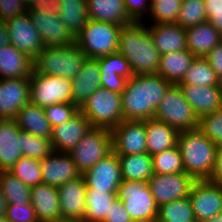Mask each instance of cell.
<instances>
[{"label": "cell", "mask_w": 222, "mask_h": 222, "mask_svg": "<svg viewBox=\"0 0 222 222\" xmlns=\"http://www.w3.org/2000/svg\"><path fill=\"white\" fill-rule=\"evenodd\" d=\"M171 85L159 74H138L129 78L121 93L123 120L154 118L158 105Z\"/></svg>", "instance_id": "cell-1"}, {"label": "cell", "mask_w": 222, "mask_h": 222, "mask_svg": "<svg viewBox=\"0 0 222 222\" xmlns=\"http://www.w3.org/2000/svg\"><path fill=\"white\" fill-rule=\"evenodd\" d=\"M142 22L122 26L118 52L129 62L134 75L157 74L160 54L148 27Z\"/></svg>", "instance_id": "cell-2"}, {"label": "cell", "mask_w": 222, "mask_h": 222, "mask_svg": "<svg viewBox=\"0 0 222 222\" xmlns=\"http://www.w3.org/2000/svg\"><path fill=\"white\" fill-rule=\"evenodd\" d=\"M185 173L196 180H207L213 170L217 145L198 128L180 131L178 135Z\"/></svg>", "instance_id": "cell-3"}, {"label": "cell", "mask_w": 222, "mask_h": 222, "mask_svg": "<svg viewBox=\"0 0 222 222\" xmlns=\"http://www.w3.org/2000/svg\"><path fill=\"white\" fill-rule=\"evenodd\" d=\"M87 56L74 43L68 46L45 47L33 60L37 74L72 80L81 70Z\"/></svg>", "instance_id": "cell-4"}, {"label": "cell", "mask_w": 222, "mask_h": 222, "mask_svg": "<svg viewBox=\"0 0 222 222\" xmlns=\"http://www.w3.org/2000/svg\"><path fill=\"white\" fill-rule=\"evenodd\" d=\"M122 26L89 19L75 36V44L88 59L118 52L119 34Z\"/></svg>", "instance_id": "cell-5"}, {"label": "cell", "mask_w": 222, "mask_h": 222, "mask_svg": "<svg viewBox=\"0 0 222 222\" xmlns=\"http://www.w3.org/2000/svg\"><path fill=\"white\" fill-rule=\"evenodd\" d=\"M80 112L92 127L112 130L123 120L121 93L100 87L82 105Z\"/></svg>", "instance_id": "cell-6"}, {"label": "cell", "mask_w": 222, "mask_h": 222, "mask_svg": "<svg viewBox=\"0 0 222 222\" xmlns=\"http://www.w3.org/2000/svg\"><path fill=\"white\" fill-rule=\"evenodd\" d=\"M117 198L122 201L131 220L156 222L158 206L148 181L122 180Z\"/></svg>", "instance_id": "cell-7"}, {"label": "cell", "mask_w": 222, "mask_h": 222, "mask_svg": "<svg viewBox=\"0 0 222 222\" xmlns=\"http://www.w3.org/2000/svg\"><path fill=\"white\" fill-rule=\"evenodd\" d=\"M154 118L180 131L198 128L199 118L177 84H172L158 105Z\"/></svg>", "instance_id": "cell-8"}, {"label": "cell", "mask_w": 222, "mask_h": 222, "mask_svg": "<svg viewBox=\"0 0 222 222\" xmlns=\"http://www.w3.org/2000/svg\"><path fill=\"white\" fill-rule=\"evenodd\" d=\"M111 152V130L103 127H91L69 154L78 171L83 174Z\"/></svg>", "instance_id": "cell-9"}, {"label": "cell", "mask_w": 222, "mask_h": 222, "mask_svg": "<svg viewBox=\"0 0 222 222\" xmlns=\"http://www.w3.org/2000/svg\"><path fill=\"white\" fill-rule=\"evenodd\" d=\"M72 83L70 79L37 74L30 76V102L45 108L57 103H72Z\"/></svg>", "instance_id": "cell-10"}, {"label": "cell", "mask_w": 222, "mask_h": 222, "mask_svg": "<svg viewBox=\"0 0 222 222\" xmlns=\"http://www.w3.org/2000/svg\"><path fill=\"white\" fill-rule=\"evenodd\" d=\"M197 180L185 172L158 174L149 178V187L157 206L167 204L177 199L189 197L193 184Z\"/></svg>", "instance_id": "cell-11"}, {"label": "cell", "mask_w": 222, "mask_h": 222, "mask_svg": "<svg viewBox=\"0 0 222 222\" xmlns=\"http://www.w3.org/2000/svg\"><path fill=\"white\" fill-rule=\"evenodd\" d=\"M10 44L34 60L45 48L41 35L33 25L31 17L25 13L5 21Z\"/></svg>", "instance_id": "cell-12"}, {"label": "cell", "mask_w": 222, "mask_h": 222, "mask_svg": "<svg viewBox=\"0 0 222 222\" xmlns=\"http://www.w3.org/2000/svg\"><path fill=\"white\" fill-rule=\"evenodd\" d=\"M112 151L118 155L147 153L144 121L122 120L111 130Z\"/></svg>", "instance_id": "cell-13"}, {"label": "cell", "mask_w": 222, "mask_h": 222, "mask_svg": "<svg viewBox=\"0 0 222 222\" xmlns=\"http://www.w3.org/2000/svg\"><path fill=\"white\" fill-rule=\"evenodd\" d=\"M189 198L197 222H205L222 213V184L197 180L193 184Z\"/></svg>", "instance_id": "cell-14"}, {"label": "cell", "mask_w": 222, "mask_h": 222, "mask_svg": "<svg viewBox=\"0 0 222 222\" xmlns=\"http://www.w3.org/2000/svg\"><path fill=\"white\" fill-rule=\"evenodd\" d=\"M90 190L117 193L122 182L118 155L113 151L82 174Z\"/></svg>", "instance_id": "cell-15"}, {"label": "cell", "mask_w": 222, "mask_h": 222, "mask_svg": "<svg viewBox=\"0 0 222 222\" xmlns=\"http://www.w3.org/2000/svg\"><path fill=\"white\" fill-rule=\"evenodd\" d=\"M28 13L45 47L68 46L75 43V37L66 28L57 12L47 14L28 11Z\"/></svg>", "instance_id": "cell-16"}, {"label": "cell", "mask_w": 222, "mask_h": 222, "mask_svg": "<svg viewBox=\"0 0 222 222\" xmlns=\"http://www.w3.org/2000/svg\"><path fill=\"white\" fill-rule=\"evenodd\" d=\"M30 102V77L0 79V119H15Z\"/></svg>", "instance_id": "cell-17"}, {"label": "cell", "mask_w": 222, "mask_h": 222, "mask_svg": "<svg viewBox=\"0 0 222 222\" xmlns=\"http://www.w3.org/2000/svg\"><path fill=\"white\" fill-rule=\"evenodd\" d=\"M86 188L87 185L82 175L57 188L62 219L84 220Z\"/></svg>", "instance_id": "cell-18"}, {"label": "cell", "mask_w": 222, "mask_h": 222, "mask_svg": "<svg viewBox=\"0 0 222 222\" xmlns=\"http://www.w3.org/2000/svg\"><path fill=\"white\" fill-rule=\"evenodd\" d=\"M40 163L42 183L56 188L82 175L69 153L54 151Z\"/></svg>", "instance_id": "cell-19"}, {"label": "cell", "mask_w": 222, "mask_h": 222, "mask_svg": "<svg viewBox=\"0 0 222 222\" xmlns=\"http://www.w3.org/2000/svg\"><path fill=\"white\" fill-rule=\"evenodd\" d=\"M177 85L198 118L222 109V83L217 86Z\"/></svg>", "instance_id": "cell-20"}, {"label": "cell", "mask_w": 222, "mask_h": 222, "mask_svg": "<svg viewBox=\"0 0 222 222\" xmlns=\"http://www.w3.org/2000/svg\"><path fill=\"white\" fill-rule=\"evenodd\" d=\"M91 127L89 120L81 112L63 125L53 127L51 142L54 151L69 153Z\"/></svg>", "instance_id": "cell-21"}, {"label": "cell", "mask_w": 222, "mask_h": 222, "mask_svg": "<svg viewBox=\"0 0 222 222\" xmlns=\"http://www.w3.org/2000/svg\"><path fill=\"white\" fill-rule=\"evenodd\" d=\"M100 69L97 59H86L81 70L71 80L72 103L79 108L101 87Z\"/></svg>", "instance_id": "cell-22"}, {"label": "cell", "mask_w": 222, "mask_h": 222, "mask_svg": "<svg viewBox=\"0 0 222 222\" xmlns=\"http://www.w3.org/2000/svg\"><path fill=\"white\" fill-rule=\"evenodd\" d=\"M21 157V129L15 119H0V171L10 170Z\"/></svg>", "instance_id": "cell-23"}, {"label": "cell", "mask_w": 222, "mask_h": 222, "mask_svg": "<svg viewBox=\"0 0 222 222\" xmlns=\"http://www.w3.org/2000/svg\"><path fill=\"white\" fill-rule=\"evenodd\" d=\"M31 204L38 222H56L62 219L56 187L43 183L31 187Z\"/></svg>", "instance_id": "cell-24"}, {"label": "cell", "mask_w": 222, "mask_h": 222, "mask_svg": "<svg viewBox=\"0 0 222 222\" xmlns=\"http://www.w3.org/2000/svg\"><path fill=\"white\" fill-rule=\"evenodd\" d=\"M148 31L160 55L187 49L186 30L178 23L152 24Z\"/></svg>", "instance_id": "cell-25"}, {"label": "cell", "mask_w": 222, "mask_h": 222, "mask_svg": "<svg viewBox=\"0 0 222 222\" xmlns=\"http://www.w3.org/2000/svg\"><path fill=\"white\" fill-rule=\"evenodd\" d=\"M33 60L12 44L0 47V79L29 78Z\"/></svg>", "instance_id": "cell-26"}, {"label": "cell", "mask_w": 222, "mask_h": 222, "mask_svg": "<svg viewBox=\"0 0 222 222\" xmlns=\"http://www.w3.org/2000/svg\"><path fill=\"white\" fill-rule=\"evenodd\" d=\"M187 50L195 57L205 56L222 42V34L218 32L210 22L185 28Z\"/></svg>", "instance_id": "cell-27"}, {"label": "cell", "mask_w": 222, "mask_h": 222, "mask_svg": "<svg viewBox=\"0 0 222 222\" xmlns=\"http://www.w3.org/2000/svg\"><path fill=\"white\" fill-rule=\"evenodd\" d=\"M147 153L151 156L171 149L178 144L179 131L173 126L150 118L145 120Z\"/></svg>", "instance_id": "cell-28"}, {"label": "cell", "mask_w": 222, "mask_h": 222, "mask_svg": "<svg viewBox=\"0 0 222 222\" xmlns=\"http://www.w3.org/2000/svg\"><path fill=\"white\" fill-rule=\"evenodd\" d=\"M88 19L125 26L134 21L129 17L124 0H87Z\"/></svg>", "instance_id": "cell-29"}, {"label": "cell", "mask_w": 222, "mask_h": 222, "mask_svg": "<svg viewBox=\"0 0 222 222\" xmlns=\"http://www.w3.org/2000/svg\"><path fill=\"white\" fill-rule=\"evenodd\" d=\"M15 120L21 130L51 139L52 127L45 117L44 108L29 102L18 111Z\"/></svg>", "instance_id": "cell-30"}, {"label": "cell", "mask_w": 222, "mask_h": 222, "mask_svg": "<svg viewBox=\"0 0 222 222\" xmlns=\"http://www.w3.org/2000/svg\"><path fill=\"white\" fill-rule=\"evenodd\" d=\"M196 57L187 49L160 55L157 74L172 84L179 83Z\"/></svg>", "instance_id": "cell-31"}, {"label": "cell", "mask_w": 222, "mask_h": 222, "mask_svg": "<svg viewBox=\"0 0 222 222\" xmlns=\"http://www.w3.org/2000/svg\"><path fill=\"white\" fill-rule=\"evenodd\" d=\"M122 180L149 181L153 175L152 156L148 153L118 156Z\"/></svg>", "instance_id": "cell-32"}, {"label": "cell", "mask_w": 222, "mask_h": 222, "mask_svg": "<svg viewBox=\"0 0 222 222\" xmlns=\"http://www.w3.org/2000/svg\"><path fill=\"white\" fill-rule=\"evenodd\" d=\"M57 13L74 37L89 20L87 0H60Z\"/></svg>", "instance_id": "cell-33"}, {"label": "cell", "mask_w": 222, "mask_h": 222, "mask_svg": "<svg viewBox=\"0 0 222 222\" xmlns=\"http://www.w3.org/2000/svg\"><path fill=\"white\" fill-rule=\"evenodd\" d=\"M117 193H107L100 190L86 188V205L83 222H103L109 213L112 202Z\"/></svg>", "instance_id": "cell-34"}, {"label": "cell", "mask_w": 222, "mask_h": 222, "mask_svg": "<svg viewBox=\"0 0 222 222\" xmlns=\"http://www.w3.org/2000/svg\"><path fill=\"white\" fill-rule=\"evenodd\" d=\"M0 189L8 205L31 203V187L15 177L9 170L0 171Z\"/></svg>", "instance_id": "cell-35"}, {"label": "cell", "mask_w": 222, "mask_h": 222, "mask_svg": "<svg viewBox=\"0 0 222 222\" xmlns=\"http://www.w3.org/2000/svg\"><path fill=\"white\" fill-rule=\"evenodd\" d=\"M156 222H197L190 198L184 197L159 206Z\"/></svg>", "instance_id": "cell-36"}, {"label": "cell", "mask_w": 222, "mask_h": 222, "mask_svg": "<svg viewBox=\"0 0 222 222\" xmlns=\"http://www.w3.org/2000/svg\"><path fill=\"white\" fill-rule=\"evenodd\" d=\"M221 83L210 63L205 58L196 57L182 80L177 84L217 86Z\"/></svg>", "instance_id": "cell-37"}, {"label": "cell", "mask_w": 222, "mask_h": 222, "mask_svg": "<svg viewBox=\"0 0 222 222\" xmlns=\"http://www.w3.org/2000/svg\"><path fill=\"white\" fill-rule=\"evenodd\" d=\"M22 156L41 161L54 152L51 139L34 136L21 130Z\"/></svg>", "instance_id": "cell-38"}, {"label": "cell", "mask_w": 222, "mask_h": 222, "mask_svg": "<svg viewBox=\"0 0 222 222\" xmlns=\"http://www.w3.org/2000/svg\"><path fill=\"white\" fill-rule=\"evenodd\" d=\"M153 173L171 174L185 172L182 155L177 146L152 156Z\"/></svg>", "instance_id": "cell-39"}, {"label": "cell", "mask_w": 222, "mask_h": 222, "mask_svg": "<svg viewBox=\"0 0 222 222\" xmlns=\"http://www.w3.org/2000/svg\"><path fill=\"white\" fill-rule=\"evenodd\" d=\"M9 171L29 187L42 184V168L39 160L22 156Z\"/></svg>", "instance_id": "cell-40"}, {"label": "cell", "mask_w": 222, "mask_h": 222, "mask_svg": "<svg viewBox=\"0 0 222 222\" xmlns=\"http://www.w3.org/2000/svg\"><path fill=\"white\" fill-rule=\"evenodd\" d=\"M182 0H155L151 2L149 15L152 24L177 23Z\"/></svg>", "instance_id": "cell-41"}, {"label": "cell", "mask_w": 222, "mask_h": 222, "mask_svg": "<svg viewBox=\"0 0 222 222\" xmlns=\"http://www.w3.org/2000/svg\"><path fill=\"white\" fill-rule=\"evenodd\" d=\"M204 0L182 1L177 23L183 28L195 26L207 21Z\"/></svg>", "instance_id": "cell-42"}, {"label": "cell", "mask_w": 222, "mask_h": 222, "mask_svg": "<svg viewBox=\"0 0 222 222\" xmlns=\"http://www.w3.org/2000/svg\"><path fill=\"white\" fill-rule=\"evenodd\" d=\"M101 73L118 74L126 79L134 76L127 59L119 52L97 58Z\"/></svg>", "instance_id": "cell-43"}, {"label": "cell", "mask_w": 222, "mask_h": 222, "mask_svg": "<svg viewBox=\"0 0 222 222\" xmlns=\"http://www.w3.org/2000/svg\"><path fill=\"white\" fill-rule=\"evenodd\" d=\"M79 112L80 108L73 103H57L44 108L45 117L52 128L72 120Z\"/></svg>", "instance_id": "cell-44"}, {"label": "cell", "mask_w": 222, "mask_h": 222, "mask_svg": "<svg viewBox=\"0 0 222 222\" xmlns=\"http://www.w3.org/2000/svg\"><path fill=\"white\" fill-rule=\"evenodd\" d=\"M198 129L217 146L222 145V109L200 117Z\"/></svg>", "instance_id": "cell-45"}, {"label": "cell", "mask_w": 222, "mask_h": 222, "mask_svg": "<svg viewBox=\"0 0 222 222\" xmlns=\"http://www.w3.org/2000/svg\"><path fill=\"white\" fill-rule=\"evenodd\" d=\"M5 218L10 222H38L35 210L31 203L8 205Z\"/></svg>", "instance_id": "cell-46"}, {"label": "cell", "mask_w": 222, "mask_h": 222, "mask_svg": "<svg viewBox=\"0 0 222 222\" xmlns=\"http://www.w3.org/2000/svg\"><path fill=\"white\" fill-rule=\"evenodd\" d=\"M124 5L129 17L134 22H143L145 14L150 12L151 3L150 0H124Z\"/></svg>", "instance_id": "cell-47"}, {"label": "cell", "mask_w": 222, "mask_h": 222, "mask_svg": "<svg viewBox=\"0 0 222 222\" xmlns=\"http://www.w3.org/2000/svg\"><path fill=\"white\" fill-rule=\"evenodd\" d=\"M27 11L22 0H0V19L5 22Z\"/></svg>", "instance_id": "cell-48"}, {"label": "cell", "mask_w": 222, "mask_h": 222, "mask_svg": "<svg viewBox=\"0 0 222 222\" xmlns=\"http://www.w3.org/2000/svg\"><path fill=\"white\" fill-rule=\"evenodd\" d=\"M100 80L102 88L111 90L115 93H122L128 79L118 74L101 73Z\"/></svg>", "instance_id": "cell-49"}, {"label": "cell", "mask_w": 222, "mask_h": 222, "mask_svg": "<svg viewBox=\"0 0 222 222\" xmlns=\"http://www.w3.org/2000/svg\"><path fill=\"white\" fill-rule=\"evenodd\" d=\"M131 218L124 208L122 201L116 198L103 222H131Z\"/></svg>", "instance_id": "cell-50"}, {"label": "cell", "mask_w": 222, "mask_h": 222, "mask_svg": "<svg viewBox=\"0 0 222 222\" xmlns=\"http://www.w3.org/2000/svg\"><path fill=\"white\" fill-rule=\"evenodd\" d=\"M205 59L215 71L216 76L222 82V42L216 45L206 56Z\"/></svg>", "instance_id": "cell-51"}, {"label": "cell", "mask_w": 222, "mask_h": 222, "mask_svg": "<svg viewBox=\"0 0 222 222\" xmlns=\"http://www.w3.org/2000/svg\"><path fill=\"white\" fill-rule=\"evenodd\" d=\"M59 4L60 0H34L27 11L46 12L48 14L57 12Z\"/></svg>", "instance_id": "cell-52"}, {"label": "cell", "mask_w": 222, "mask_h": 222, "mask_svg": "<svg viewBox=\"0 0 222 222\" xmlns=\"http://www.w3.org/2000/svg\"><path fill=\"white\" fill-rule=\"evenodd\" d=\"M207 181L216 184H222V145L217 146L216 159L213 170Z\"/></svg>", "instance_id": "cell-53"}, {"label": "cell", "mask_w": 222, "mask_h": 222, "mask_svg": "<svg viewBox=\"0 0 222 222\" xmlns=\"http://www.w3.org/2000/svg\"><path fill=\"white\" fill-rule=\"evenodd\" d=\"M207 21L222 34V10L209 12L207 14Z\"/></svg>", "instance_id": "cell-54"}, {"label": "cell", "mask_w": 222, "mask_h": 222, "mask_svg": "<svg viewBox=\"0 0 222 222\" xmlns=\"http://www.w3.org/2000/svg\"><path fill=\"white\" fill-rule=\"evenodd\" d=\"M206 15L211 11L222 10V0H204Z\"/></svg>", "instance_id": "cell-55"}, {"label": "cell", "mask_w": 222, "mask_h": 222, "mask_svg": "<svg viewBox=\"0 0 222 222\" xmlns=\"http://www.w3.org/2000/svg\"><path fill=\"white\" fill-rule=\"evenodd\" d=\"M10 44L9 32L5 22L0 24V47Z\"/></svg>", "instance_id": "cell-56"}, {"label": "cell", "mask_w": 222, "mask_h": 222, "mask_svg": "<svg viewBox=\"0 0 222 222\" xmlns=\"http://www.w3.org/2000/svg\"><path fill=\"white\" fill-rule=\"evenodd\" d=\"M8 203L0 189V216H5Z\"/></svg>", "instance_id": "cell-57"}, {"label": "cell", "mask_w": 222, "mask_h": 222, "mask_svg": "<svg viewBox=\"0 0 222 222\" xmlns=\"http://www.w3.org/2000/svg\"><path fill=\"white\" fill-rule=\"evenodd\" d=\"M205 222H222V213L207 219Z\"/></svg>", "instance_id": "cell-58"}, {"label": "cell", "mask_w": 222, "mask_h": 222, "mask_svg": "<svg viewBox=\"0 0 222 222\" xmlns=\"http://www.w3.org/2000/svg\"><path fill=\"white\" fill-rule=\"evenodd\" d=\"M56 222H83V221H80V220H73V219H60Z\"/></svg>", "instance_id": "cell-59"}, {"label": "cell", "mask_w": 222, "mask_h": 222, "mask_svg": "<svg viewBox=\"0 0 222 222\" xmlns=\"http://www.w3.org/2000/svg\"><path fill=\"white\" fill-rule=\"evenodd\" d=\"M34 0H22L24 5L28 8Z\"/></svg>", "instance_id": "cell-60"}, {"label": "cell", "mask_w": 222, "mask_h": 222, "mask_svg": "<svg viewBox=\"0 0 222 222\" xmlns=\"http://www.w3.org/2000/svg\"><path fill=\"white\" fill-rule=\"evenodd\" d=\"M0 222H10L8 221L5 216H0Z\"/></svg>", "instance_id": "cell-61"}, {"label": "cell", "mask_w": 222, "mask_h": 222, "mask_svg": "<svg viewBox=\"0 0 222 222\" xmlns=\"http://www.w3.org/2000/svg\"><path fill=\"white\" fill-rule=\"evenodd\" d=\"M131 222H149V221H138V220H132Z\"/></svg>", "instance_id": "cell-62"}]
</instances>
